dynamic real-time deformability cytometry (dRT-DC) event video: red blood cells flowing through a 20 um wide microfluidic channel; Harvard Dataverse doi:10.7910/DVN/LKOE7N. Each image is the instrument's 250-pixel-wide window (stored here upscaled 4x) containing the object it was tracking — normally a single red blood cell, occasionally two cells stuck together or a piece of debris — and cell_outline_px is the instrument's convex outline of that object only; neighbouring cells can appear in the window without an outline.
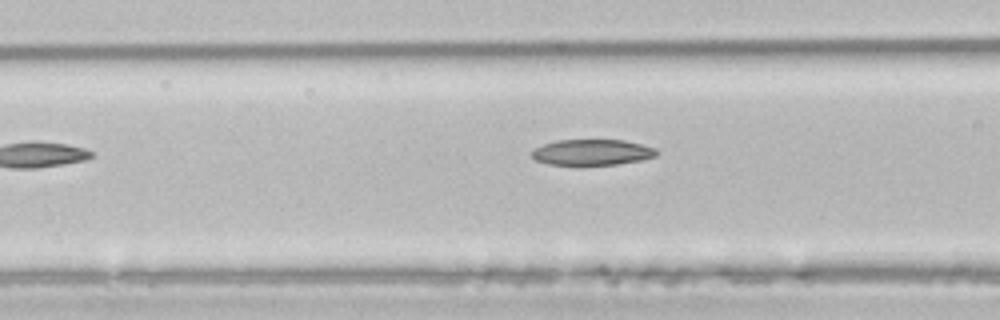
{"species": "common noctule bat (a hibernating species)", "species_latin": "Nyctalus noctula", "temperature_condition": "room temperature", "stored_images_in_passage": 6, "camera_frame_rate_fps": 3000, "um_per_image_px": 0.085, "animal": {"sex": "male", "body_mass_g": 21.5, "forearm_length_mm": 52.0}, "frame": {"image": 1, "passage_image": 5, "time_ms": 5.667, "image_size_px": [1000, 320], "cell_outline_px": [[660, 152], [656, 156], [640, 160], [616, 164], [548, 164], [536, 160], [532, 156], [532, 152], [536, 148], [544, 144], [556, 140], [624, 140], [656, 148]], "centroid_in_image_um": [50.36, 12.93], "position_along_channel_um": 116.2, "area_um2": 18.5}}
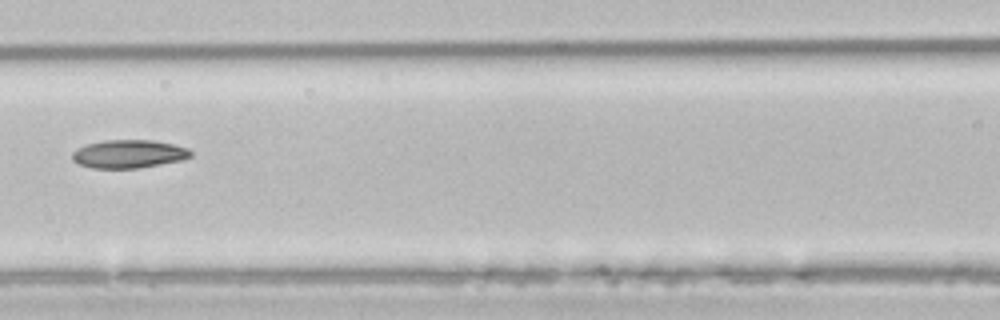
{"frame": {"image": 2, "passage_image": 6, "time_ms": 6.667, "image_size_px": [1000, 320], "cell_outline_px": [[192, 156], [180, 160], [136, 168], [92, 168], [80, 164], [72, 160], [72, 152], [76, 148], [88, 144], [104, 140], [152, 140], [172, 144], [188, 148], [192, 152]], "centroid_in_image_um": [10.91, 13.08], "position_along_channel_um": 155.7, "area_um2": 19.31}}